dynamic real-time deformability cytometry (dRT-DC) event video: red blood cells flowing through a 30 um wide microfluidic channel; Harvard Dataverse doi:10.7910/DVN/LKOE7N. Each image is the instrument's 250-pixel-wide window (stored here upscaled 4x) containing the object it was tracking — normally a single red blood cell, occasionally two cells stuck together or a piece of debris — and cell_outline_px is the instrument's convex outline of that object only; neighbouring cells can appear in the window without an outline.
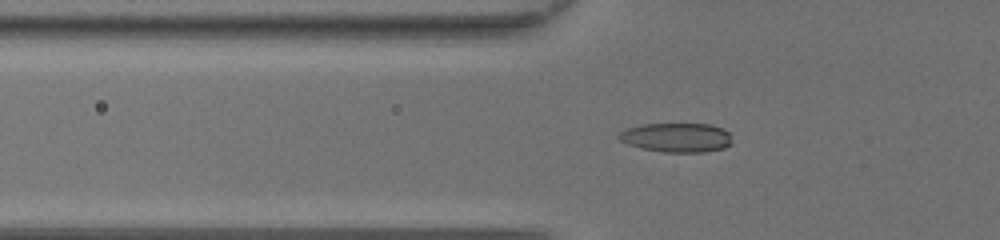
{"species": "common noctule bat (a hibernating species)", "species_latin": "Nyctalus noctula", "temperature_condition": "room temperature", "stored_images_in_passage": 31, "camera_frame_rate_fps": 3000, "um_per_image_px": 0.085, "animal": {"sex": "female", "body_mass_g": 20.0, "forearm_length_mm": 54.0}, "frame": {"image": 1, "passage_image": 2, "time_ms": 0.333, "image_size_px": [1000, 240], "cell_outline_px": [[732, 144], [724, 148], [704, 152], [664, 152], [640, 148], [628, 144], [620, 140], [616, 136], [624, 128], [640, 124], [712, 124], [724, 128], [728, 132]], "centroid_in_image_um": [57.49, 11.68], "position_along_channel_um": 68.3, "area_um2": 19.54}}
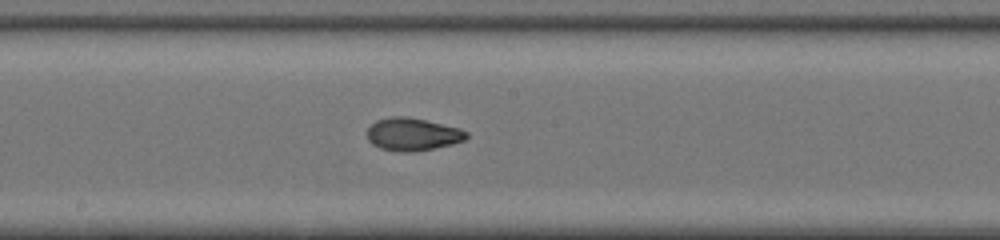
{"frame": {"image": 2, "passage_image": 12, "time_ms": 3.667, "image_size_px": [1000, 240], "cell_outline_px": [[468, 136], [464, 140], [452, 144], [412, 152], [400, 152], [380, 148], [372, 144], [368, 140], [368, 128], [376, 120], [392, 116], [408, 116], [460, 128], [468, 132]], "centroid_in_image_um": [35.06, 11.41], "position_along_channel_um": 213.1, "area_um2": 18.9}}
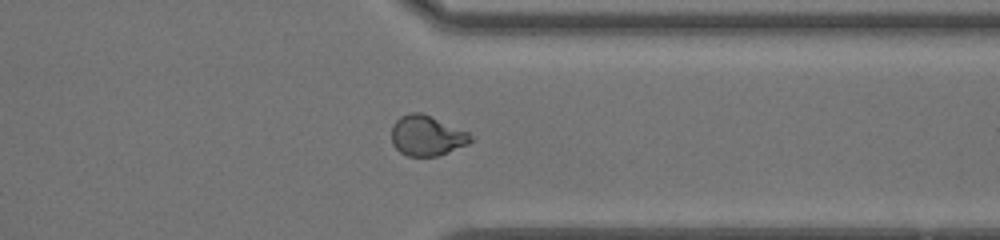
{"frame": {"image": 3, "passage_image": 23, "time_ms": 7.333, "image_size_px": [1000, 240], "cell_outline_px": [[472, 140], [468, 144], [448, 152], [436, 156], [408, 156], [400, 152], [392, 144], [392, 124], [400, 116], [408, 112], [420, 112], [468, 132]], "centroid_in_image_um": [36.24, 11.53], "position_along_channel_um": 375.2, "area_um2": 18.38}}